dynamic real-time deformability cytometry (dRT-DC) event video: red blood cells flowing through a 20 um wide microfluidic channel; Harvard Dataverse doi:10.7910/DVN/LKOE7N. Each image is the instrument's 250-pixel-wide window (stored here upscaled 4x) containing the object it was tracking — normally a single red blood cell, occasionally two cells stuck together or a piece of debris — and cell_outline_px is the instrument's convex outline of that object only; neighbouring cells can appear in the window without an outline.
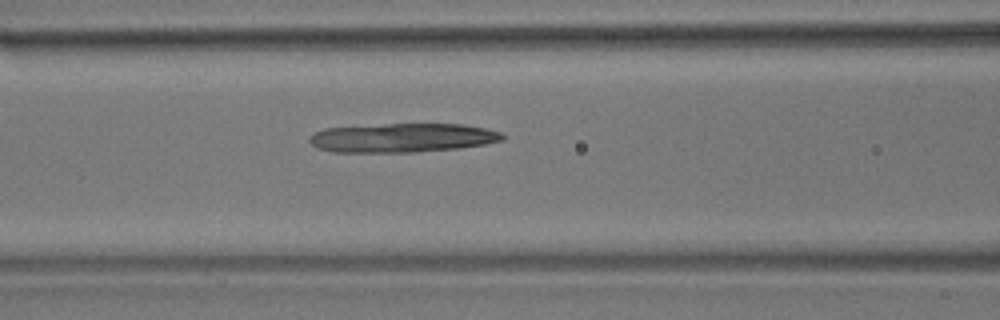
{"species": "common noctule bat (a hibernating species)", "species_latin": "Nyctalus noctula", "temperature_condition": "room temperature", "stored_images_in_passage": 55, "camera_frame_rate_fps": 3000, "um_per_image_px": 0.085, "animal": {"sex": "male", "body_mass_g": 17.9}, "frame": {"image": 1, "passage_image": 23, "time_ms": 7.333, "image_size_px": [1000, 320], "cell_outline_px": [[504, 140], [484, 144], [460, 148], [416, 152], [332, 152], [316, 148], [308, 140], [316, 132], [324, 128], [388, 124], [464, 124], [484, 128], [500, 132], [504, 136]], "centroid_in_image_um": [34.21, 11.72], "position_along_channel_um": 132.4, "area_um2": 32.6}}
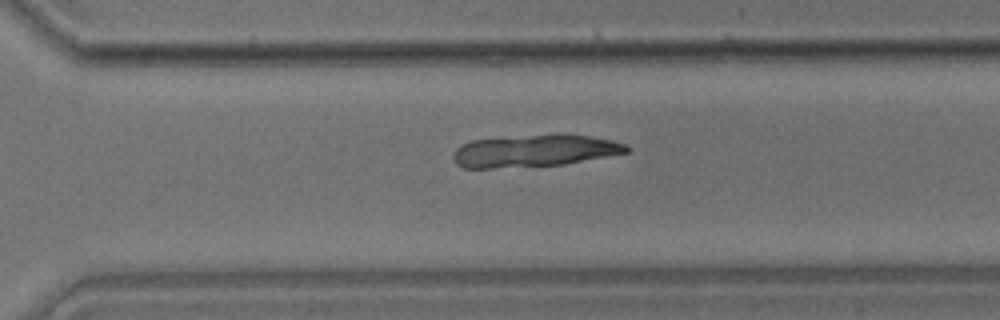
{"frame": {"image": 2, "passage_image": 39, "time_ms": 12.667, "image_size_px": [1000, 320], "cell_outline_px": [[632, 148], [628, 152], [564, 164], [492, 168], [464, 168], [456, 164], [452, 156], [456, 148], [460, 144], [472, 140], [532, 136], [588, 136], [612, 140], [624, 144]], "centroid_in_image_um": [45.38, 12.85], "position_along_channel_um": 325.2, "area_um2": 31.5}}